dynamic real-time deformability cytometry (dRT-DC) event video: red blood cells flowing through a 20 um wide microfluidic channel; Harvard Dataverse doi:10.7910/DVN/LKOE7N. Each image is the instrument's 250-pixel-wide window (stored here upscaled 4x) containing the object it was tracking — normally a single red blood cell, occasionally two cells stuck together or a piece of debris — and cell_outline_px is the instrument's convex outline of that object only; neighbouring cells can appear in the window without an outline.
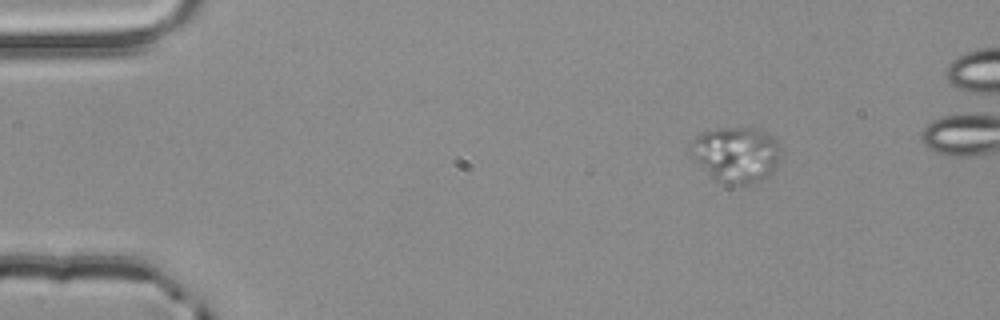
{"species": "common noctule bat (a hibernating species)", "species_latin": "Nyctalus noctula", "temperature_condition": "room temperature", "stored_images_in_passage": 4, "camera_frame_rate_fps": 3000, "um_per_image_px": 0.085, "animal": {"sex": "male", "body_mass_g": 20.4}, "frame": {"image": 1, "passage_image": 1, "time_ms": 0.0, "image_size_px": [1000, 320], "cell_outline_px": [[776, 168], [768, 176], [760, 180], [748, 184], [736, 184], [716, 180], [696, 160], [688, 148], [692, 140], [700, 132], [724, 128], [756, 128], [772, 136], [776, 140]], "centroid_in_image_um": [62.53, 13.11], "position_along_channel_um": 22.5, "area_um2": 28.32}}